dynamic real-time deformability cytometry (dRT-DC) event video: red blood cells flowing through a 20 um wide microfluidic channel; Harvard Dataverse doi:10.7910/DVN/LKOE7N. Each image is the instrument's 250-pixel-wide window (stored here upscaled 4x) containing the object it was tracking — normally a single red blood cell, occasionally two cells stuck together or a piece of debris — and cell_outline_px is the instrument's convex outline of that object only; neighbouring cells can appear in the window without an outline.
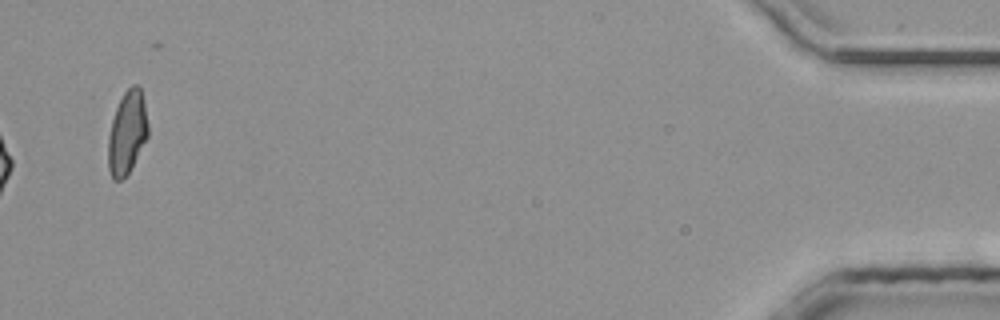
{"species": "common noctule bat (a hibernating species)", "species_latin": "Nyctalus noctula", "temperature_condition": "room temperature", "stored_images_in_passage": 34, "camera_frame_rate_fps": 3000, "um_per_image_px": 0.085, "animal": {"sex": "male", "body_mass_g": 20.4}, "frame": {"image": 1, "passage_image": 34, "time_ms": 11.0, "image_size_px": [1000, 320], "cell_outline_px": [[148, 136], [128, 172], [120, 180], [112, 180], [108, 168], [108, 136], [112, 120], [116, 108], [124, 92], [132, 84], [136, 84], [140, 88], [144, 100], [148, 124]], "centroid_in_image_um": [10.8, 11.26], "position_along_channel_um": 424.4, "area_um2": 19.13}}